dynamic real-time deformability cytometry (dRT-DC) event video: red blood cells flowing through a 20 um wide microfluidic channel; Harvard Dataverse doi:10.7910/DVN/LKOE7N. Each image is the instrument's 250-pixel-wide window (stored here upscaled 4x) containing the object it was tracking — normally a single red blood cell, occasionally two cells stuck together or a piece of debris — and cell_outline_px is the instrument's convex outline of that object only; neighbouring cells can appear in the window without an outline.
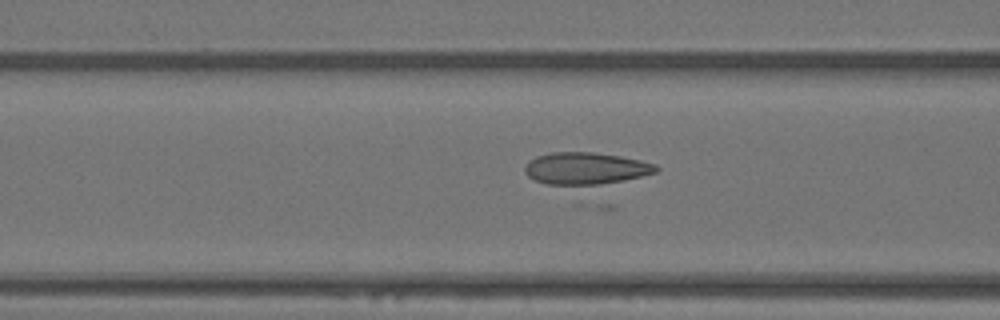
{"species": "Egyptian fruit bat (a non-hibernating species)", "species_latin": "Rousettus aegyptiacus", "temperature_condition": "warm", "stored_images_in_passage": 33, "camera_frame_rate_fps": 3000, "um_per_image_px": 0.085, "animal": {"sex": "female"}, "frame": {"image": 1, "passage_image": 21, "time_ms": 6.667, "image_size_px": [1000, 320], "cell_outline_px": [[660, 168], [656, 172], [624, 180], [580, 188], [572, 188], [544, 184], [528, 176], [524, 172], [524, 168], [536, 156], [552, 152], [592, 152], [620, 156], [640, 160], [656, 164]], "centroid_in_image_um": [49.76, 14.36], "position_along_channel_um": 116.8, "area_um2": 25.14}}
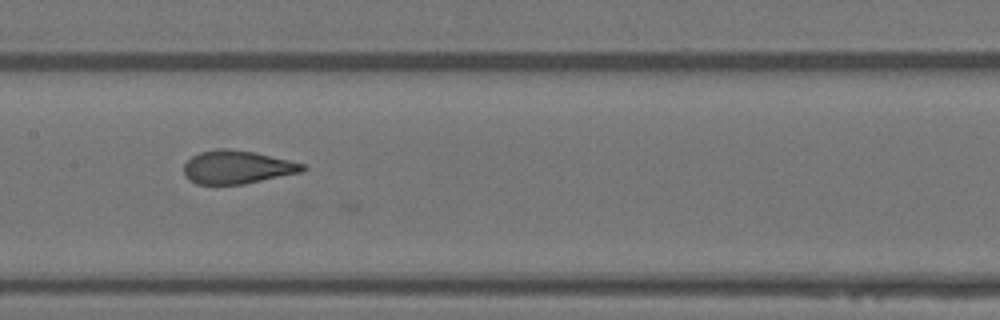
{"frame": {"image": 2, "passage_image": 27, "time_ms": 8.667, "image_size_px": [1000, 320], "cell_outline_px": [[308, 168], [300, 172], [244, 184], [196, 184], [188, 180], [184, 176], [184, 164], [192, 156], [200, 152], [216, 148], [228, 148], [256, 152], [304, 164]], "centroid_in_image_um": [20.12, 14.2], "position_along_channel_um": 187.3, "area_um2": 23.06}}
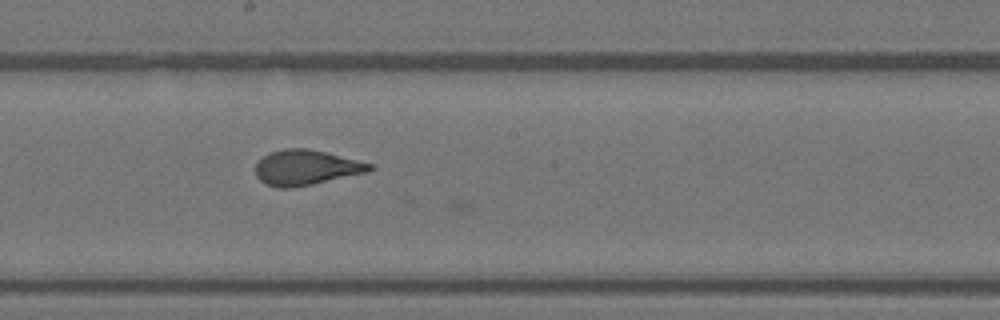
{"frame": {"image": 3, "passage_image": 30, "time_ms": 9.667, "image_size_px": [1000, 320], "cell_outline_px": [[376, 168], [368, 172], [312, 184], [292, 188], [276, 188], [264, 184], [256, 176], [256, 164], [268, 152], [284, 148], [308, 148], [372, 164]], "centroid_in_image_um": [25.98, 14.25], "position_along_channel_um": 222.2, "area_um2": 23.35}}